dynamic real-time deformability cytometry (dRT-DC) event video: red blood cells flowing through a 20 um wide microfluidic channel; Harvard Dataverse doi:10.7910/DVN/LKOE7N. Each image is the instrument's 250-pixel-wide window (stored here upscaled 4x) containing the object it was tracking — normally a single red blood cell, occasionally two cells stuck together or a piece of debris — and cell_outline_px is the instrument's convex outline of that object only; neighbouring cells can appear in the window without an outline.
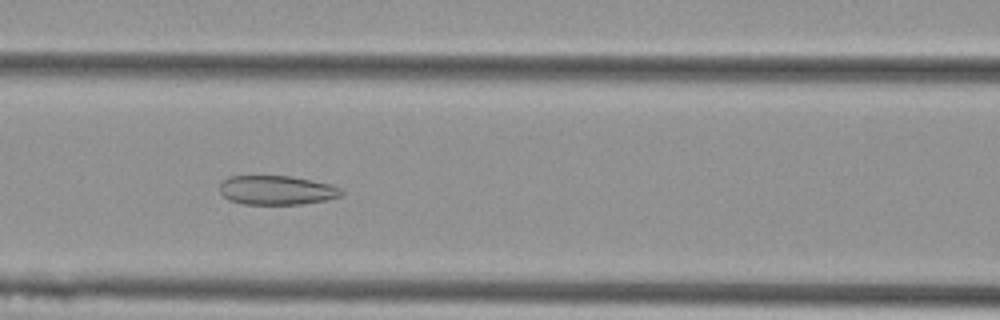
{"species": "Egyptian fruit bat (a non-hibernating species)", "species_latin": "Rousettus aegyptiacus", "temperature_condition": "cold", "stored_images_in_passage": 52, "camera_frame_rate_fps": 3000, "um_per_image_px": 0.085, "animal": {"sex": "female"}, "frame": {"image": 1, "passage_image": 23, "time_ms": 7.333, "image_size_px": [1000, 320], "cell_outline_px": [[344, 192], [340, 196], [324, 200], [304, 204], [244, 204], [228, 200], [220, 192], [220, 184], [228, 176], [292, 176], [332, 184], [340, 188]], "centroid_in_image_um": [23.52, 16.16], "position_along_channel_um": 143.1, "area_um2": 20.75}}
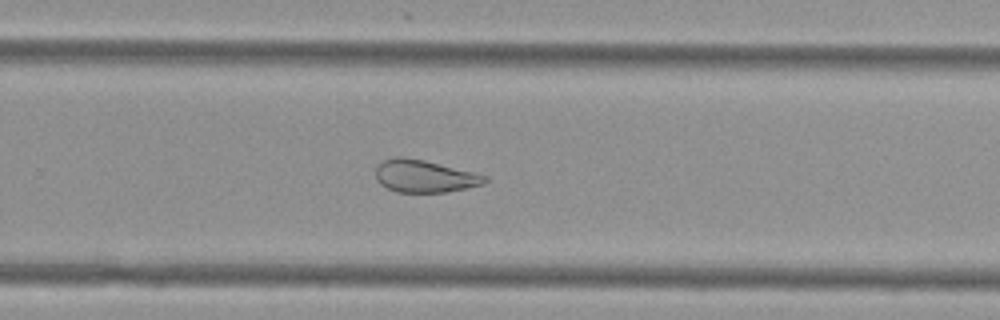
{"frame": {"image": 2, "passage_image": 35, "time_ms": 11.333, "image_size_px": [1000, 320], "cell_outline_px": [[488, 180], [484, 184], [448, 192], [396, 192], [380, 184], [376, 180], [376, 164], [384, 160], [396, 156], [400, 156], [424, 160], [488, 176]], "centroid_in_image_um": [36.06, 14.98], "position_along_channel_um": 293.7, "area_um2": 20.63}}
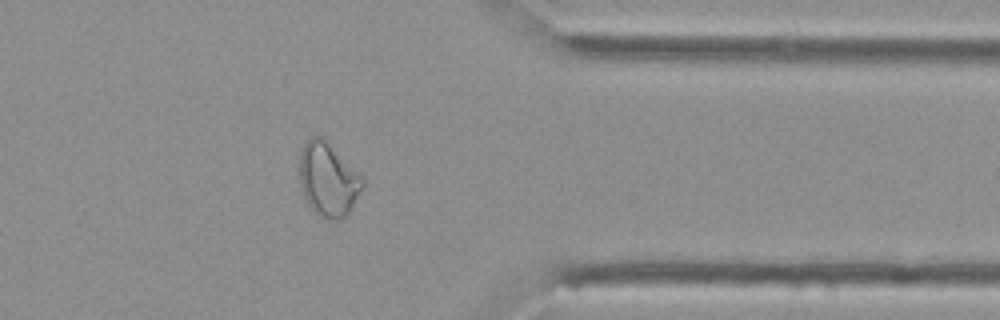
{"frame": {"image": 3, "passage_image": 43, "time_ms": 14.0, "image_size_px": [1000, 320], "cell_outline_px": [[364, 184], [348, 212], [344, 216], [336, 220], [324, 220], [312, 212], [300, 188], [300, 148], [312, 136], [324, 136], [364, 176]], "centroid_in_image_um": [27.88, 15.23], "position_along_channel_um": 383.5, "area_um2": 27.63}}